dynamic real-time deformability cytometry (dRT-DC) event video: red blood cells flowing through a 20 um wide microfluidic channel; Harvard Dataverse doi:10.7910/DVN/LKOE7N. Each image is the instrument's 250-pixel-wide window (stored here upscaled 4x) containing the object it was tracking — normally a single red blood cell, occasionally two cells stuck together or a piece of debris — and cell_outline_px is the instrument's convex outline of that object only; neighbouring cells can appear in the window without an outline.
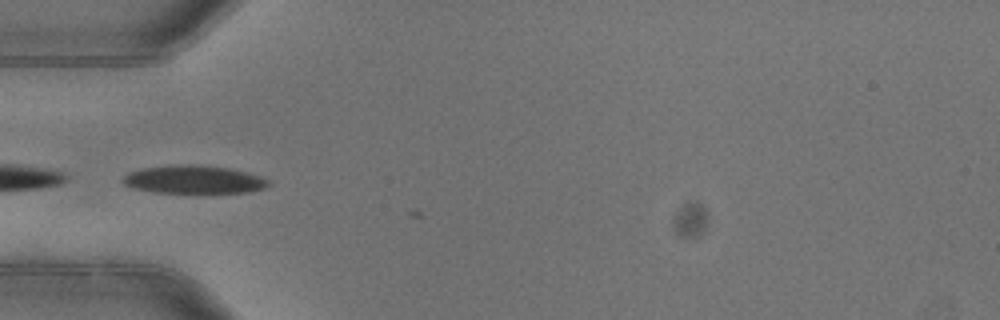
{"species": "common noctule bat (a hibernating species)", "species_latin": "Nyctalus noctula", "temperature_condition": "warm", "stored_images_in_passage": 5, "camera_frame_rate_fps": 3000, "um_per_image_px": 0.085, "animal": {"sex": "female"}, "frame": {"image": 1, "passage_image": 4, "time_ms": 1.0, "image_size_px": [1000, 320], "cell_outline_px": [[272, 184], [264, 188], [248, 192], [152, 192], [132, 188], [124, 184], [120, 180], [124, 176], [140, 168], [228, 168], [244, 172], [268, 180]], "centroid_in_image_um": [16.46, 15.33], "position_along_channel_um": 68.5, "area_um2": 22.08}}